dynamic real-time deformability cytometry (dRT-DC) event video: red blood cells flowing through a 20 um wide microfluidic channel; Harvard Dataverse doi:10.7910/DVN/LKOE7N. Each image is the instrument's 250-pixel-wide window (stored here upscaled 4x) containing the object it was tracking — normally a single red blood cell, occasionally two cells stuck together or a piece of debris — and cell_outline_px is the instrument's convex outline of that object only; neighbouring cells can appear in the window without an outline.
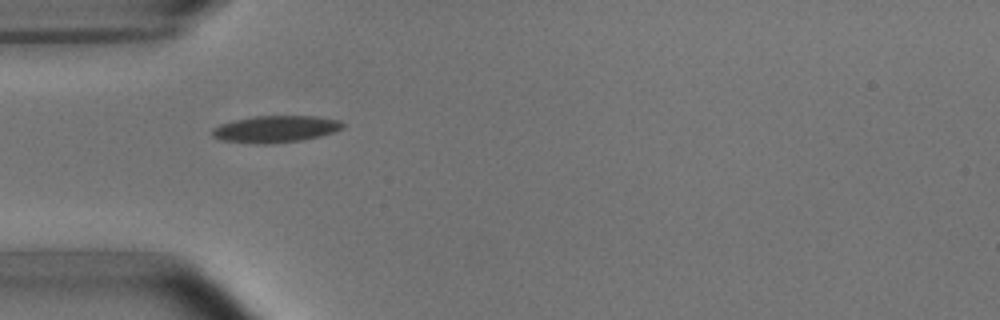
{"species": "common noctule bat (a hibernating species)", "species_latin": "Nyctalus noctula", "temperature_condition": "room temperature", "stored_images_in_passage": 4, "camera_frame_rate_fps": 3000, "um_per_image_px": 0.085, "animal": {"sex": "male", "body_mass_g": 15.6}, "frame": {"image": 1, "passage_image": 1, "time_ms": 0.0, "image_size_px": [1000, 320], "cell_outline_px": [[344, 128], [320, 136], [300, 140], [268, 144], [252, 144], [224, 140], [212, 136], [212, 128], [220, 124], [252, 116], [316, 116], [340, 120], [344, 124]], "centroid_in_image_um": [23.42, 10.97], "position_along_channel_um": 61.6, "area_um2": 20.35}}
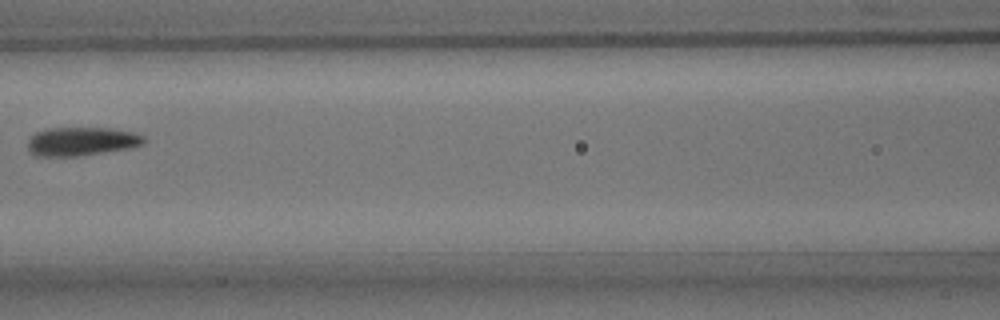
{"frame": {"image": 2, "passage_image": 3, "time_ms": 2.667, "image_size_px": [1000, 320], "cell_outline_px": [[148, 140], [144, 144], [128, 148], [104, 152], [76, 156], [36, 156], [28, 152], [28, 140], [36, 132], [44, 128], [108, 128], [132, 132], [144, 136]], "centroid_in_image_um": [6.91, 12.02], "position_along_channel_um": 159.7, "area_um2": 19.42}}
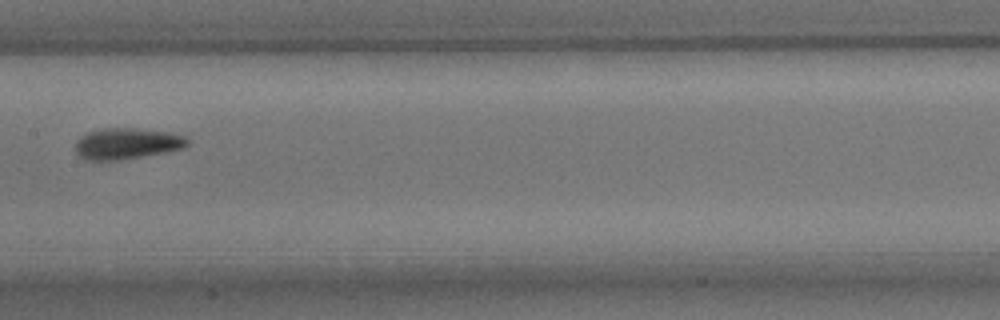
{"frame": {"image": 3, "passage_image": 4, "time_ms": 3.667, "image_size_px": [1000, 320], "cell_outline_px": [[188, 144], [184, 148], [164, 152], [120, 160], [84, 160], [76, 152], [76, 140], [80, 136], [88, 132], [104, 128], [136, 128], [168, 132], [184, 136], [188, 140]], "centroid_in_image_um": [10.76, 12.2], "position_along_channel_um": 196.6, "area_um2": 20.23}}